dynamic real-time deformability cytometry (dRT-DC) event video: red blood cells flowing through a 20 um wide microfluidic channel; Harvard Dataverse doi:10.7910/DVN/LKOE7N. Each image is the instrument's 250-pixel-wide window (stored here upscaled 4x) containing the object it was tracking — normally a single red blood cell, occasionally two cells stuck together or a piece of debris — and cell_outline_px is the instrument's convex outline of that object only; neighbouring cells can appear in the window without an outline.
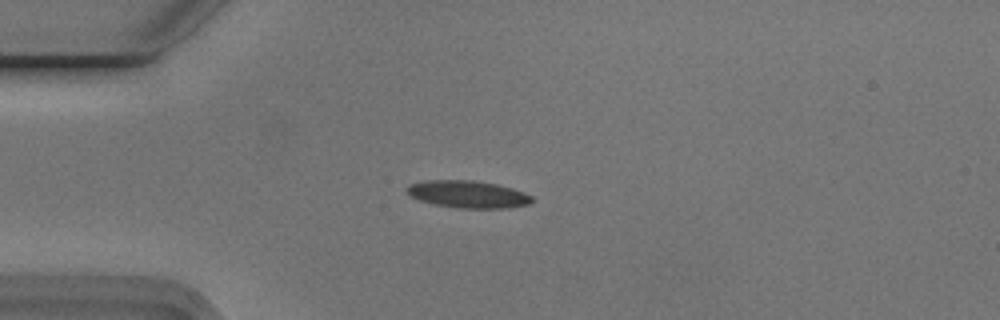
{"species": "Egyptian fruit bat (a non-hibernating species)", "species_latin": "Rousettus aegyptiacus", "temperature_condition": "cold", "stored_images_in_passage": 41, "camera_frame_rate_fps": 3000, "um_per_image_px": 0.085, "animal": {"sex": "male"}, "frame": {"image": 1, "passage_image": 1, "time_ms": 0.0, "image_size_px": [1000, 320], "cell_outline_px": [[536, 200], [528, 204], [508, 208], [456, 208], [432, 204], [420, 200], [404, 192], [404, 188], [408, 184], [424, 180], [472, 180], [496, 184], [512, 188], [524, 192], [532, 196]], "centroid_in_image_um": [39.74, 16.51], "position_along_channel_um": 45.3, "area_um2": 20.17}}
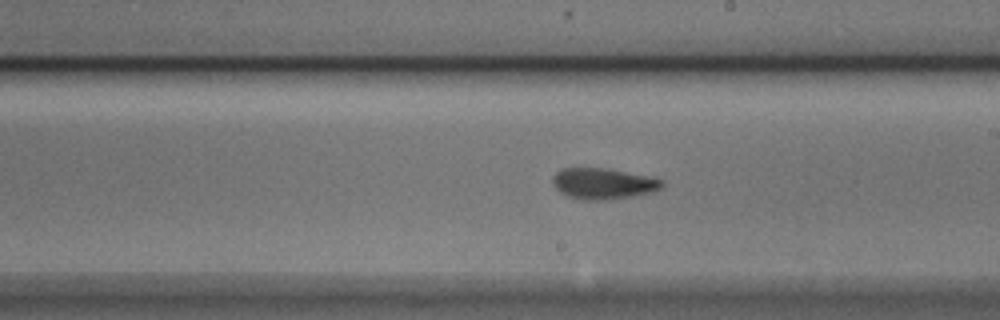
{"frame": {"image": 2, "passage_image": 18, "time_ms": 5.667, "image_size_px": [1000, 320], "cell_outline_px": [[664, 184], [660, 188], [648, 192], [632, 196], [604, 200], [584, 200], [568, 196], [560, 192], [552, 184], [552, 176], [556, 172], [564, 168], [600, 168], [648, 176], [664, 180]], "centroid_in_image_um": [51.22, 15.61], "position_along_channel_um": 237.8, "area_um2": 19.42}}
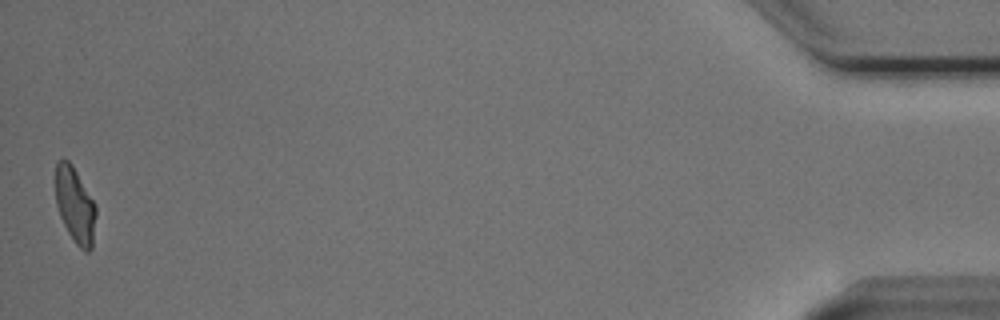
{"frame": {"image": 3, "passage_image": 41, "time_ms": 13.333, "image_size_px": [1000, 320], "cell_outline_px": [[96, 216], [92, 248], [88, 252], [84, 252], [76, 244], [68, 232], [60, 216], [56, 204], [56, 164], [60, 160], [68, 160], [72, 164], [96, 204]], "centroid_in_image_um": [6.4, 17.46], "position_along_channel_um": 428.8, "area_um2": 17.8}, "authors_computed_cell_mechanics": {"area_um2": 18.9584, "velocity_mm_per_s": 3.7414, "shape_relaxation_time_tau1_ms": 4.653, "shape_relaxation_time_tau2_ms": 1.5551, "deformation_change_tau1": 0.1663, "deformation_change_tau2": 0.0861}}